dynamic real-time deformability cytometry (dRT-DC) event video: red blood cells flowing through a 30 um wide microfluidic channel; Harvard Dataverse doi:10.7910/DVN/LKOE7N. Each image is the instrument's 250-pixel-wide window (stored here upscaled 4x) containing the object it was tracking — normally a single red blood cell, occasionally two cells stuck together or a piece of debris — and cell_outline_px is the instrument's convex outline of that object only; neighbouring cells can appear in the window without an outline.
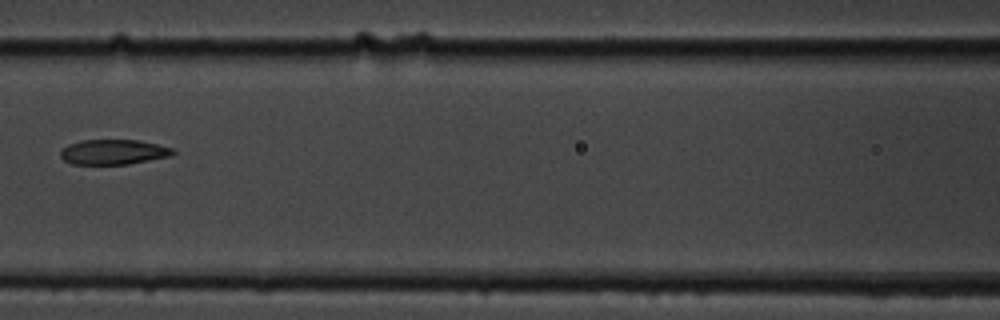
{"species": "common noctule bat (a hibernating species)", "species_latin": "Nyctalus noctula", "temperature_condition": "cold", "stored_images_in_passage": 7, "camera_frame_rate_fps": 3000, "um_per_image_px": 0.085, "animal": {"sex": "male", "body_mass_g": 19.5, "forearm_length_mm": 54.6}, "frame": {"image": 1, "passage_image": 3, "time_ms": 2.333, "image_size_px": [1000, 320], "cell_outline_px": [[176, 152], [172, 156], [128, 164], [72, 164], [64, 160], [60, 156], [60, 152], [68, 144], [80, 140], [140, 140], [172, 148]], "centroid_in_image_um": [9.65, 12.92], "position_along_channel_um": 157.0, "area_um2": 16.42}}
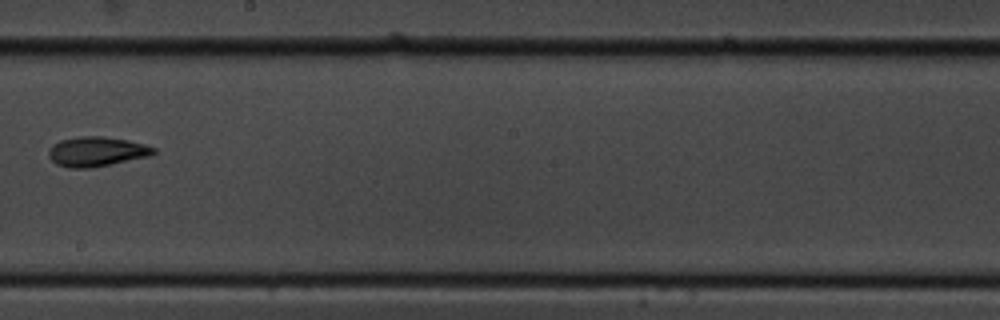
{"frame": {"image": 2, "passage_image": 5, "time_ms": 4.667, "image_size_px": [1000, 320], "cell_outline_px": [[156, 152], [148, 156], [92, 168], [72, 168], [56, 164], [48, 156], [48, 152], [52, 144], [60, 140], [84, 136], [100, 136], [128, 140], [144, 144], [156, 148]], "centroid_in_image_um": [8.19, 12.88], "position_along_channel_um": 240.0, "area_um2": 18.03}}
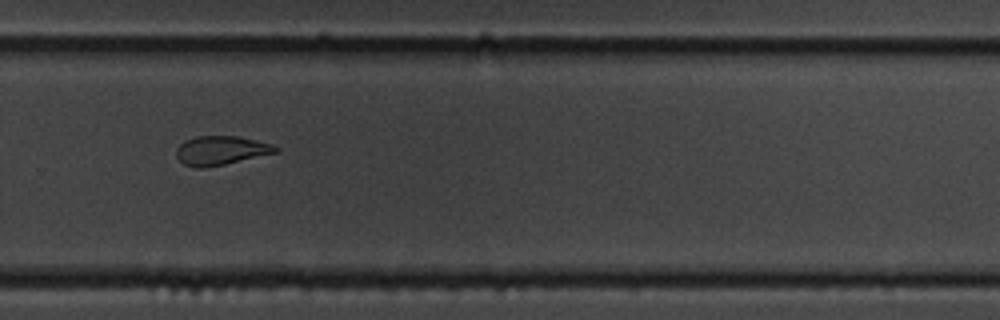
{"frame": {"image": 3, "passage_image": 7, "time_ms": 6.667, "image_size_px": [1000, 320], "cell_outline_px": [[280, 152], [224, 164], [200, 168], [196, 168], [184, 164], [176, 156], [176, 148], [184, 140], [196, 136], [240, 136], [272, 144], [280, 148]], "centroid_in_image_um": [18.8, 12.78], "position_along_channel_um": 311.0, "area_um2": 16.88}}